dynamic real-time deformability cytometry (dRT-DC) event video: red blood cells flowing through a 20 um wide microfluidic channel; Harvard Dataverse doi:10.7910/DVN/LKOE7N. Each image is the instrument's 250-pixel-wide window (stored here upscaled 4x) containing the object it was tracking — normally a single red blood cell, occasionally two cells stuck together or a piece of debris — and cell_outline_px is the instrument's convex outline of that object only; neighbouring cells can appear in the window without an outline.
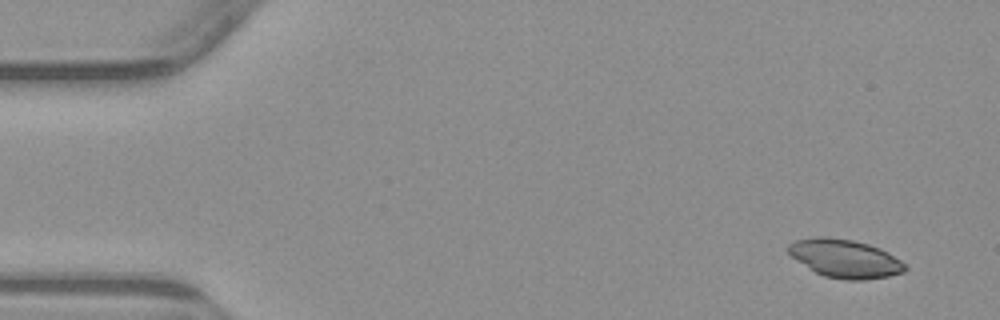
{"species": "common noctule bat (a hibernating species)", "species_latin": "Nyctalus noctula", "temperature_condition": "warm", "stored_images_in_passage": 5, "camera_frame_rate_fps": 3000, "um_per_image_px": 0.085, "animal": {"sex": "male", "body_mass_g": 23.1, "forearm_length_mm": 52.7}, "frame": {"image": 1, "passage_image": 1, "time_ms": 0.0, "image_size_px": [1000, 320], "cell_outline_px": [[908, 268], [904, 272], [888, 276], [864, 280], [848, 280], [824, 276], [816, 272], [792, 256], [788, 252], [788, 244], [796, 240], [816, 236], [828, 236], [852, 240], [868, 244], [880, 248], [888, 252], [900, 260]], "centroid_in_image_um": [71.84, 21.96], "position_along_channel_um": 13.2, "area_um2": 25.89}}